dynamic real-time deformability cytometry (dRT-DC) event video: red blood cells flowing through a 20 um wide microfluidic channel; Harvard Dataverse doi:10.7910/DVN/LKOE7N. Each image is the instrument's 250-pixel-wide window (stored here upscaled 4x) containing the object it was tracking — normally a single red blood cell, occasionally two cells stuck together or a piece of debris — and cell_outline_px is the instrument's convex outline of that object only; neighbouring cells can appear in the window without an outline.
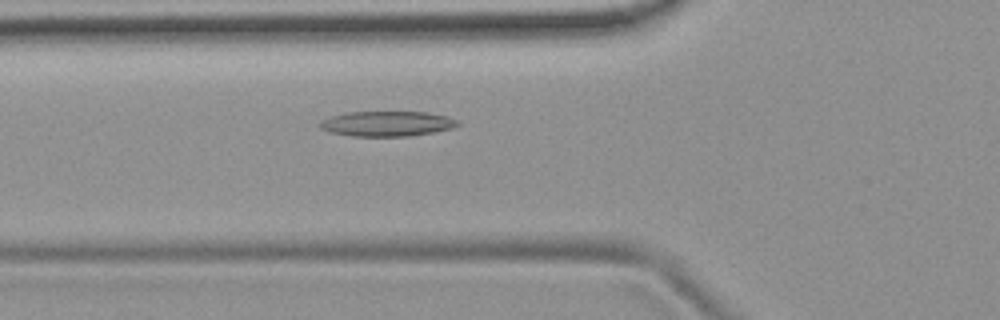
{"species": "common noctule bat (a hibernating species)", "species_latin": "Nyctalus noctula", "temperature_condition": "room temperature", "stored_images_in_passage": 39, "camera_frame_rate_fps": 3000, "um_per_image_px": 0.085, "animal": {"sex": "female", "body_mass_g": 19.9}, "frame": {"image": 1, "passage_image": 8, "time_ms": 2.333, "image_size_px": [1000, 320], "cell_outline_px": [[460, 124], [452, 128], [432, 132], [408, 136], [352, 136], [328, 132], [320, 128], [316, 124], [320, 120], [328, 116], [348, 112], [428, 112], [448, 116], [456, 120]], "centroid_in_image_um": [32.82, 10.51], "position_along_channel_um": 93.0, "area_um2": 20.35}}
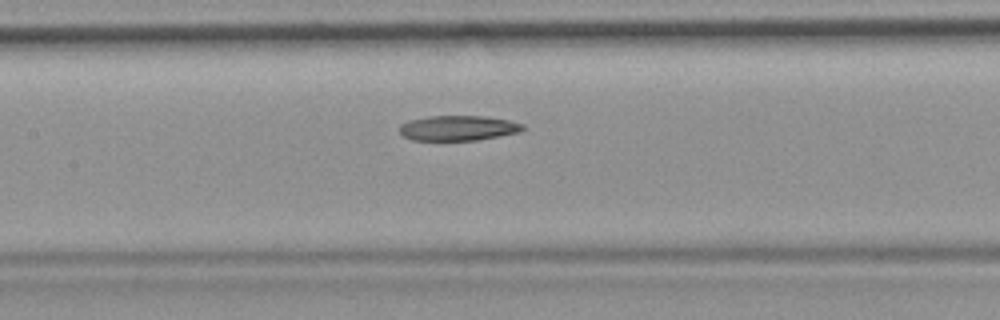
{"frame": {"image": 2, "passage_image": 14, "time_ms": 4.333, "image_size_px": [1000, 320], "cell_outline_px": [[524, 128], [520, 132], [500, 136], [476, 140], [412, 140], [404, 136], [400, 132], [400, 124], [408, 120], [428, 116], [484, 116], [508, 120], [524, 124]], "centroid_in_image_um": [38.94, 10.88], "position_along_channel_um": 168.5, "area_um2": 18.03}}
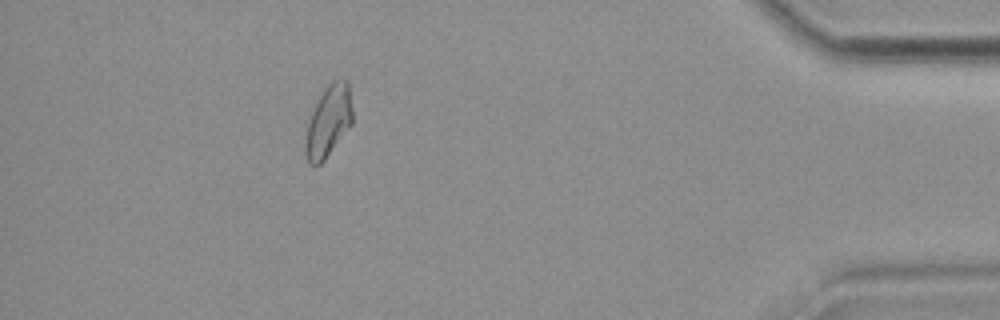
{"frame": {"image": 3, "passage_image": 37, "time_ms": 12.0, "image_size_px": [1000, 320], "cell_outline_px": [[352, 124], [324, 160], [320, 164], [312, 164], [308, 160], [304, 152], [304, 140], [308, 124], [316, 100], [324, 88], [332, 80], [348, 80], [352, 108]], "centroid_in_image_um": [27.91, 10.28], "position_along_channel_um": 407.3, "area_um2": 19.54}}